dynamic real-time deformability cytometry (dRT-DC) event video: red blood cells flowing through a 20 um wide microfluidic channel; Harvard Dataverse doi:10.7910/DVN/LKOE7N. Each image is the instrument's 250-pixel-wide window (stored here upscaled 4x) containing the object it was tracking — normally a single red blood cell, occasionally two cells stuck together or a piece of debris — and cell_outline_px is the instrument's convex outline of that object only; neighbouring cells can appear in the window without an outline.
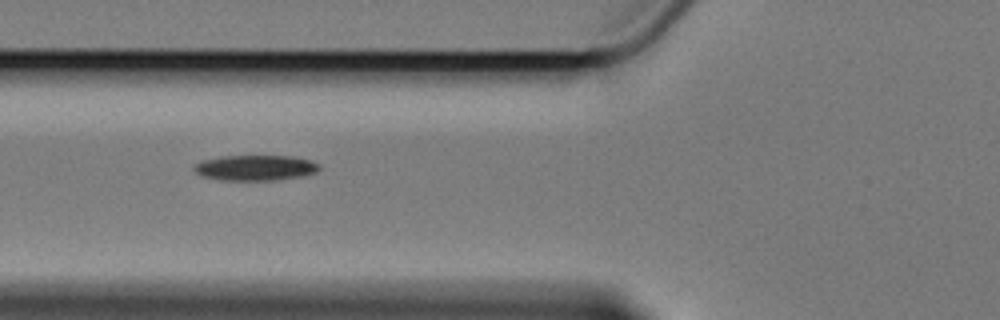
{"species": "Egyptian fruit bat (a non-hibernating species)", "species_latin": "Rousettus aegyptiacus", "temperature_condition": "cold", "stored_images_in_passage": 14, "segment_of_instrument_passage": [2, 2], "camera_frame_rate_fps": 3000, "um_per_image_px": 0.085, "animal": {"sex": "female"}, "frame": {"image": 1, "passage_image": 6, "time_ms": 6.667, "image_size_px": [1000, 320], "cell_outline_px": [[320, 168], [316, 172], [304, 176], [276, 180], [220, 180], [200, 176], [192, 168], [200, 160], [220, 156], [292, 156], [312, 160], [320, 164]], "centroid_in_image_um": [21.7, 14.26], "position_along_channel_um": 104.1, "area_um2": 18.84}}
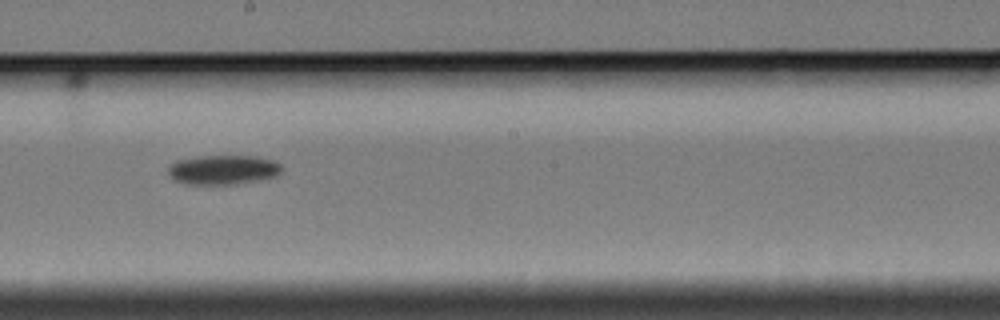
{"frame": {"image": 2, "passage_image": 9, "time_ms": 10.333, "image_size_px": [1000, 320], "cell_outline_px": [[284, 168], [276, 176], [260, 180], [236, 184], [184, 184], [172, 180], [168, 176], [168, 168], [176, 160], [200, 156], [256, 156], [272, 160], [280, 164]], "centroid_in_image_um": [18.95, 14.44], "position_along_channel_um": 229.3, "area_um2": 19.71}}
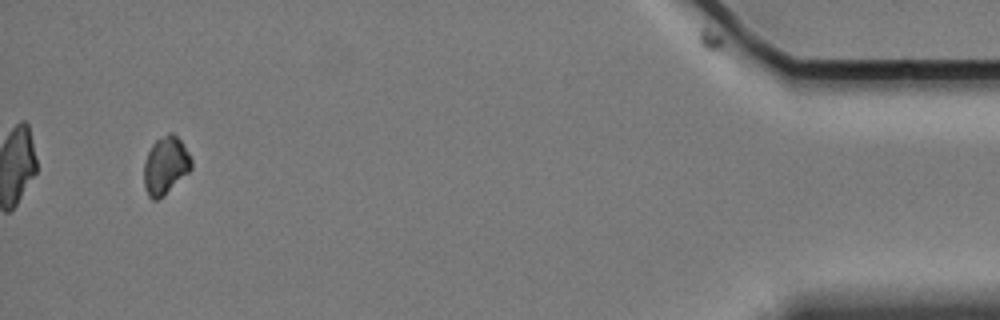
{"frame": {"image": 3, "passage_image": 14, "time_ms": 18.0, "image_size_px": [1000, 320], "cell_outline_px": [[192, 168], [164, 196], [156, 200], [152, 200], [148, 196], [144, 188], [144, 160], [152, 144], [156, 140], [168, 132], [172, 132], [180, 140], [188, 152], [192, 160]], "centroid_in_image_um": [14.05, 14.07], "position_along_channel_um": 421.1, "area_um2": 16.01}}